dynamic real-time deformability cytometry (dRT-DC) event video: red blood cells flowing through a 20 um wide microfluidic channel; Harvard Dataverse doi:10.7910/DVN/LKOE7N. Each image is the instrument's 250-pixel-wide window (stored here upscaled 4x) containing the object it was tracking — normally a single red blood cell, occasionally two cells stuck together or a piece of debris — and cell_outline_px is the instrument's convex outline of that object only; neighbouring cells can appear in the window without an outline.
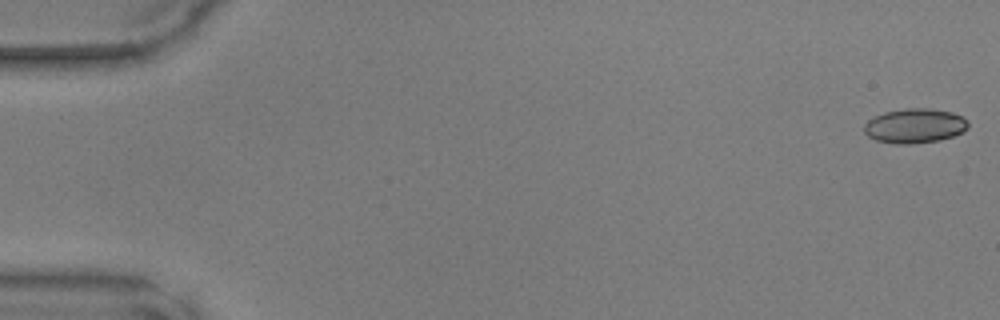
{"species": "common noctule bat (a hibernating species)", "species_latin": "Nyctalus noctula", "temperature_condition": "warm", "stored_images_in_passage": 13, "camera_frame_rate_fps": 3000, "um_per_image_px": 0.085, "animal": {"sex": "male", "body_mass_g": 17.9, "forearm_length_mm": 54.2}, "frame": {"image": 1, "passage_image": 1, "time_ms": 0.0, "image_size_px": [1000, 320], "cell_outline_px": [[968, 128], [964, 132], [940, 140], [912, 144], [896, 144], [876, 140], [868, 136], [864, 132], [864, 124], [868, 120], [884, 112], [904, 108], [932, 108], [952, 112], [964, 116], [968, 120]], "centroid_in_image_um": [77.78, 10.69], "position_along_channel_um": 7.2, "area_um2": 21.21}}
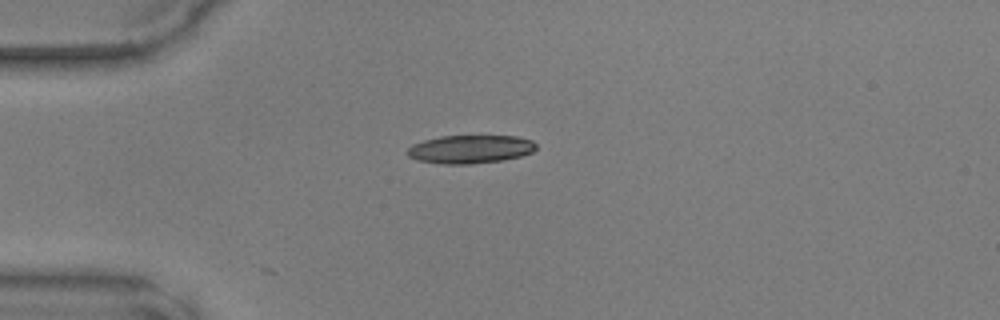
{"frame": {"image": 2, "passage_image": 13, "time_ms": 4.0, "image_size_px": [1000, 320], "cell_outline_px": [[536, 148], [532, 152], [520, 156], [504, 160], [472, 164], [440, 164], [416, 160], [408, 156], [404, 152], [412, 144], [424, 140], [440, 136], [516, 136], [532, 140], [536, 144]], "centroid_in_image_um": [39.93, 12.69], "position_along_channel_um": 45.1, "area_um2": 21.44}}